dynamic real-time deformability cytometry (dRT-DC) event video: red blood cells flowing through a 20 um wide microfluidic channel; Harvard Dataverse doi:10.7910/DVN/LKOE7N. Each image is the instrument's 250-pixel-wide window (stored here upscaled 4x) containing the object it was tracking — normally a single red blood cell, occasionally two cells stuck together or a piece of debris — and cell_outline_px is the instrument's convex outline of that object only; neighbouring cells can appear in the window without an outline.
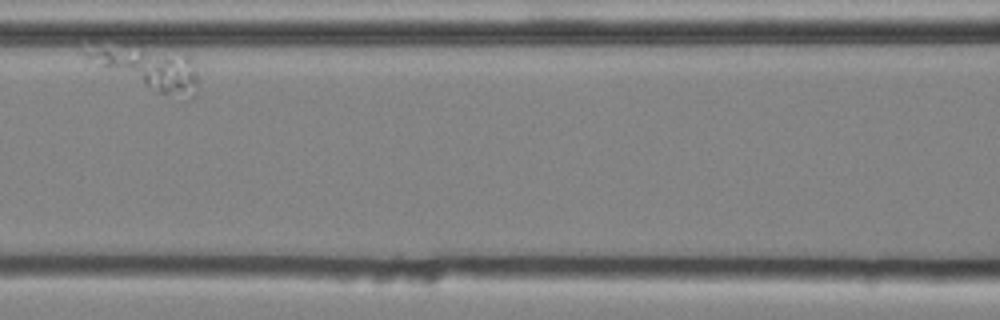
{"species": "common noctule bat (a hibernating species)", "species_latin": "Nyctalus noctula", "temperature_condition": "cold", "stored_images_in_passage": 9, "segment_of_instrument_passage": [2, 3], "camera_frame_rate_fps": 3000, "um_per_image_px": 0.085, "animal": {"sex": "male", "body_mass_g": 20.4}, "frame": {"image": 1, "passage_image": 3, "time_ms": 0.667, "image_size_px": [1000, 320], "cell_outline_px": [[196, 92], [188, 100], [160, 92], [104, 68], [88, 56], [84, 52], [124, 44], [140, 44], [188, 56], [192, 60], [196, 68]], "centroid_in_image_um": [12.78, 5.76], "position_along_channel_um": 153.8, "area_um2": 26.24}}